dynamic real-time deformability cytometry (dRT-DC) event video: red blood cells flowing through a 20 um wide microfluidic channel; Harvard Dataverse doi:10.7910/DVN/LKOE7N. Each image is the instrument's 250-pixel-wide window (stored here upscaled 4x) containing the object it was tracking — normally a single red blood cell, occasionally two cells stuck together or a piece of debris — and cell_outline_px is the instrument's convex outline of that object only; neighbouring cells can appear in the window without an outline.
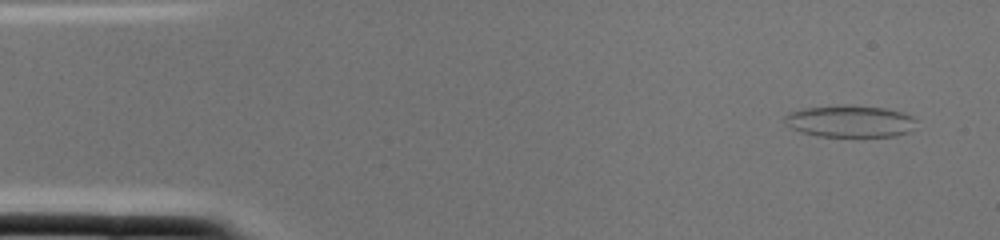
{"species": "common noctule bat (a hibernating species)", "species_latin": "Nyctalus noctula", "temperature_condition": "cold", "stored_images_in_passage": 2, "camera_frame_rate_fps": 3000, "um_per_image_px": 0.085, "animal": {"sex": "female", "body_mass_g": 22.0, "forearm_length_mm": 56.7}, "frame": {"image": 1, "passage_image": 1, "time_ms": 0.0, "image_size_px": [1000, 240], "cell_outline_px": [[916, 120], [912, 132], [896, 136], [816, 136], [800, 132], [784, 124], [784, 116], [788, 112], [804, 108], [884, 108], [904, 112], [912, 116]], "centroid_in_image_um": [72.27, 10.36], "position_along_channel_um": 12.7, "area_um2": 23.7}}
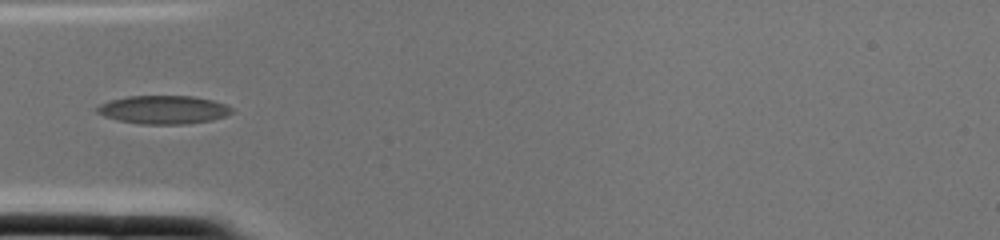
{"frame": {"image": 2, "passage_image": 2, "time_ms": 0.333, "image_size_px": [1000, 240], "cell_outline_px": [[232, 112], [228, 116], [212, 120], [184, 124], [140, 124], [116, 120], [104, 116], [96, 112], [96, 108], [100, 104], [108, 100], [128, 96], [192, 96], [212, 100], [224, 104], [232, 108]], "centroid_in_image_um": [13.87, 9.33], "position_along_channel_um": 71.1, "area_um2": 22.37}}